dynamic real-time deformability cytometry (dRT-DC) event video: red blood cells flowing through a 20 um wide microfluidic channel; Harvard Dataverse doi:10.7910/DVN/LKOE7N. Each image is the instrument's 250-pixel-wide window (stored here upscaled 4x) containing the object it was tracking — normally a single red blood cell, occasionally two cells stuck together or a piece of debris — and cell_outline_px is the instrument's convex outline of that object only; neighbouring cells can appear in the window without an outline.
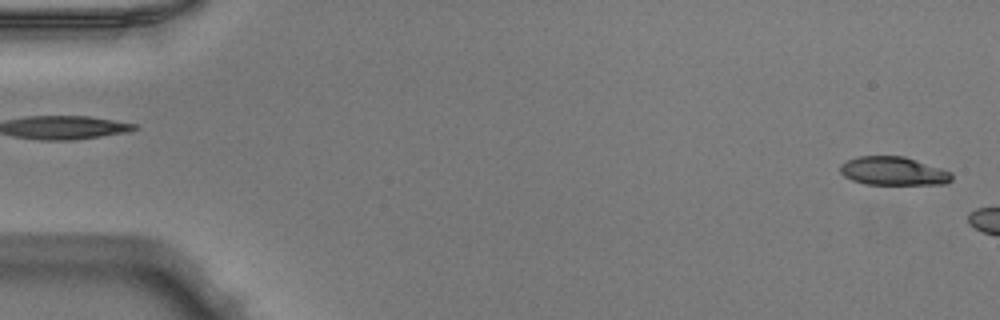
{"species": "Egyptian fruit bat (a non-hibernating species)", "species_latin": "Rousettus aegyptiacus", "temperature_condition": "warm", "stored_images_in_passage": 5, "camera_frame_rate_fps": 3000, "um_per_image_px": 0.085, "animal": {"sex": "male"}, "frame": {"image": 1, "passage_image": 1, "time_ms": 0.0, "image_size_px": [1000, 320], "cell_outline_px": [[952, 180], [944, 184], [864, 184], [852, 180], [844, 176], [840, 172], [840, 164], [856, 156], [904, 156], [952, 172]], "centroid_in_image_um": [75.91, 14.54], "position_along_channel_um": 9.1, "area_um2": 18.5}}